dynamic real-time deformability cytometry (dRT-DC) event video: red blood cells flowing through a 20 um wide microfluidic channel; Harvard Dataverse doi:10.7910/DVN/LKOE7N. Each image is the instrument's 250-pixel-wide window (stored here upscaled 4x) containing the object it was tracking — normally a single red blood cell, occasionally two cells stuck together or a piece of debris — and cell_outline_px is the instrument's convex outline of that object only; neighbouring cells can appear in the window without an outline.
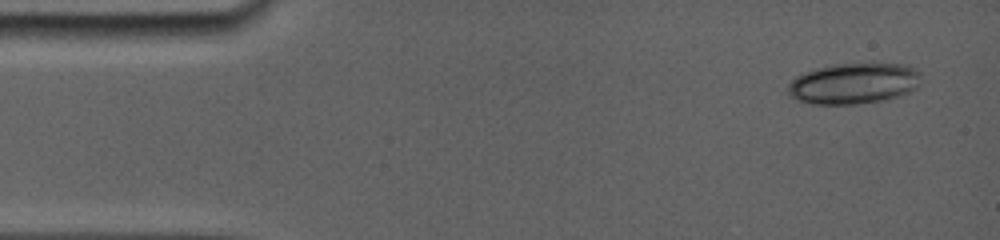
{"species": "common noctule bat (a hibernating species)", "species_latin": "Nyctalus noctula", "temperature_condition": "room temperature", "stored_images_in_passage": 69, "camera_frame_rate_fps": 5000, "um_per_image_px": 0.085, "animal": {"sex": "female", "body_mass_g": 19.0, "forearm_length_mm": 56.7}, "frame": {"image": 1, "passage_image": 1, "time_ms": 0.0, "image_size_px": [1000, 240], "cell_outline_px": [[920, 84], [912, 92], [900, 96], [880, 100], [852, 104], [812, 104], [788, 96], [784, 92], [788, 84], [796, 76], [804, 72], [816, 68], [836, 64], [904, 64], [916, 68], [920, 72]], "centroid_in_image_um": [72.55, 7.09], "position_along_channel_um": 12.4, "area_um2": 31.91}}
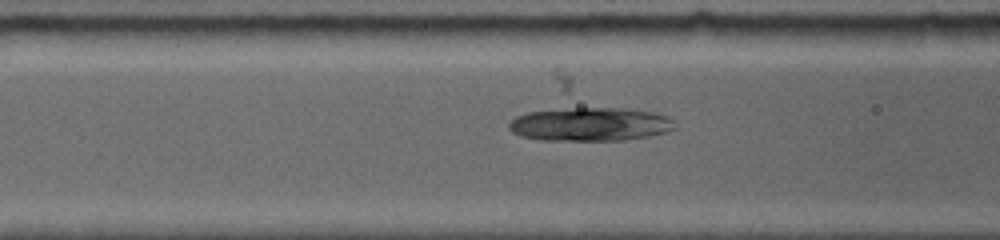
{"frame": {"image": 2, "passage_image": 32, "time_ms": 5.4, "image_size_px": [1000, 240], "cell_outline_px": [[676, 128], [664, 132], [644, 136], [620, 140], [544, 140], [524, 136], [512, 132], [508, 128], [508, 124], [516, 116], [528, 112], [564, 108], [624, 108], [648, 112], [668, 116], [672, 120]], "centroid_in_image_um": [50.12, 10.55], "position_along_channel_um": 116.5, "area_um2": 31.96}}
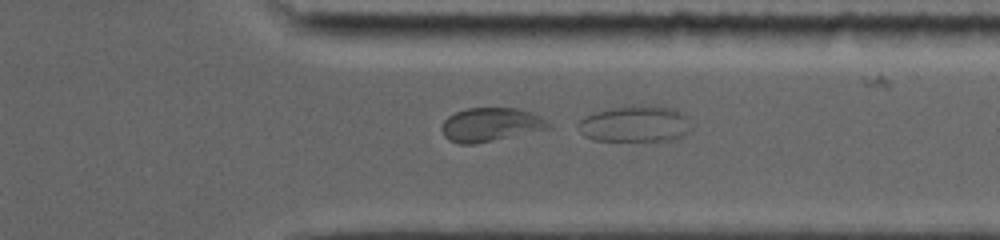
{"frame": {"image": 3, "passage_image": 67, "time_ms": 12.0, "image_size_px": [1000, 240], "cell_outline_px": [[552, 128], [472, 144], [460, 144], [448, 140], [444, 136], [440, 128], [444, 120], [448, 116], [456, 112], [468, 108], [516, 108], [532, 112], [548, 120]], "centroid_in_image_um": [41.7, 10.59], "position_along_channel_um": 369.7, "area_um2": 20.92}}